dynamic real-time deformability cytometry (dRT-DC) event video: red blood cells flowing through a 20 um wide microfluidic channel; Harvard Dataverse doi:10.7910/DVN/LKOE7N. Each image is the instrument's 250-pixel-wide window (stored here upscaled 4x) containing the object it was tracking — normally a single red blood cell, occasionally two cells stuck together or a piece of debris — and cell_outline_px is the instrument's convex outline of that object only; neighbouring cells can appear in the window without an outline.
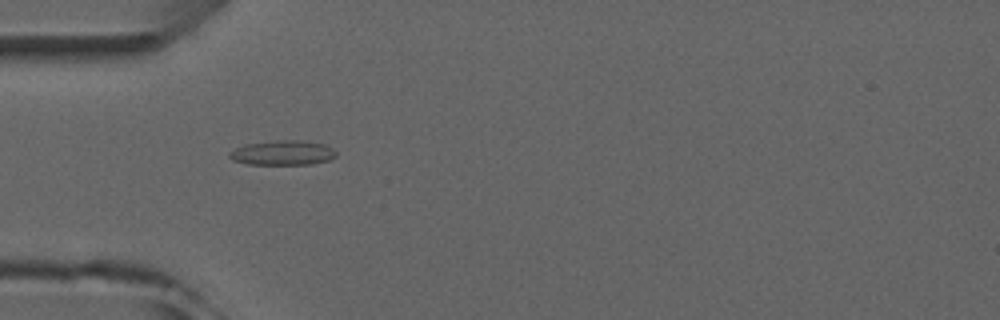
{"species": "common noctule bat (a hibernating species)", "species_latin": "Nyctalus noctula", "temperature_condition": "room temperature", "stored_images_in_passage": 5, "camera_frame_rate_fps": 3000, "um_per_image_px": 0.085, "animal": {"sex": "male", "forearm_length_mm": 52.5}, "frame": {"image": 1, "passage_image": 5, "time_ms": 5.0, "image_size_px": [1000, 320], "cell_outline_px": [[336, 156], [328, 160], [312, 164], [248, 164], [232, 160], [228, 156], [228, 152], [244, 144], [276, 140], [296, 140], [324, 144], [332, 148], [336, 152]], "centroid_in_image_um": [24.0, 12.99], "position_along_channel_um": 61.0, "area_um2": 15.32}}